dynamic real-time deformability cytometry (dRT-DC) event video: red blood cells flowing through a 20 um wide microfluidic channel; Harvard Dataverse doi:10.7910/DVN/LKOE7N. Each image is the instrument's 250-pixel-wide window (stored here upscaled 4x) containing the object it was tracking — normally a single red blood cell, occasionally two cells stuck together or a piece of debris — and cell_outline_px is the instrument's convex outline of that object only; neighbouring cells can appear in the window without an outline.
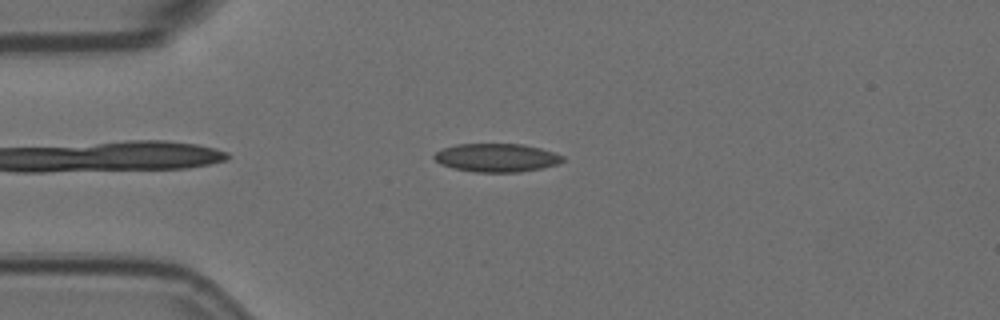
{"species": "Egyptian fruit bat (a non-hibernating species)", "species_latin": "Rousettus aegyptiacus", "temperature_condition": "room temperature", "stored_images_in_passage": 45, "camera_frame_rate_fps": 3000, "um_per_image_px": 0.085, "animal": {"sex": "female"}, "frame": {"image": 1, "passage_image": 2, "time_ms": 0.333, "image_size_px": [1000, 320], "cell_outline_px": [[564, 160], [556, 164], [540, 168], [520, 172], [476, 172], [452, 168], [440, 164], [432, 156], [436, 152], [444, 148], [456, 144], [524, 144], [540, 148], [564, 156]], "centroid_in_image_um": [42.18, 13.4], "position_along_channel_um": 42.8, "area_um2": 21.15}}
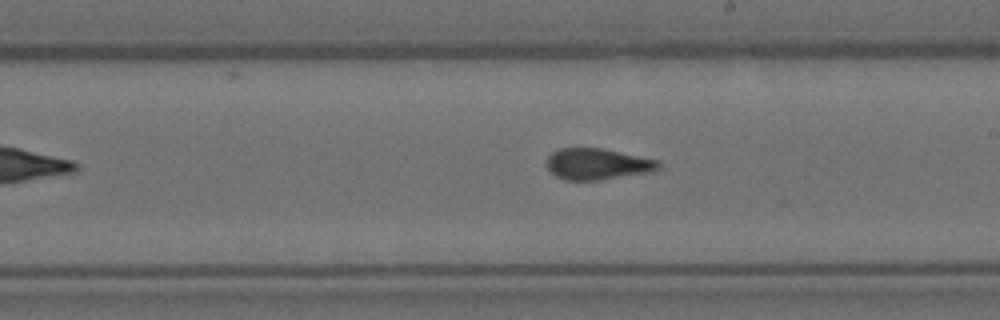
{"frame": {"image": 2, "passage_image": 20, "time_ms": 6.333, "image_size_px": [1000, 320], "cell_outline_px": [[660, 168], [652, 172], [600, 180], [564, 180], [556, 176], [544, 164], [548, 156], [552, 152], [560, 148], [600, 148], [660, 160]], "centroid_in_image_um": [50.78, 13.95], "position_along_channel_um": 238.2, "area_um2": 20.52}}
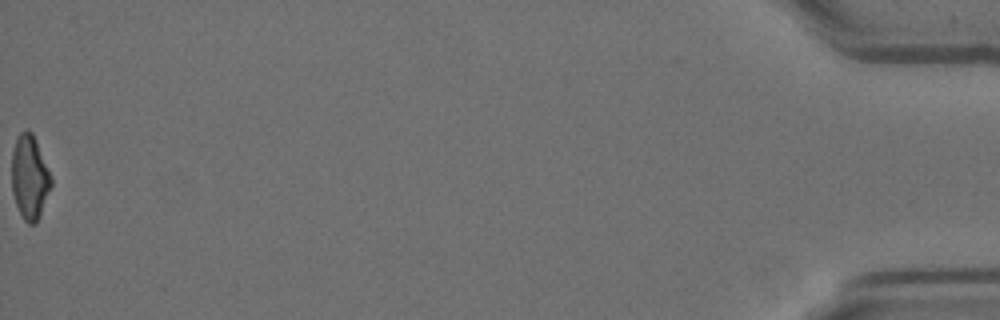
{"frame": {"image": 3, "passage_image": 45, "time_ms": 14.667, "image_size_px": [1000, 320], "cell_outline_px": [[52, 184], [40, 216], [36, 224], [28, 224], [24, 220], [16, 204], [12, 192], [12, 152], [16, 140], [20, 132], [28, 128], [32, 132], [36, 140], [52, 176]], "centroid_in_image_um": [2.53, 15.06], "position_along_channel_um": 432.7, "area_um2": 19.42}, "authors_computed_cell_mechanics": {"area_um2": 20.9236, "velocity_mm_per_s": 3.5756, "shape_relaxation_time_tau1_ms": null, "shape_relaxation_time_tau2_ms": 1.5268, "deformation_change_tau1": null, "deformation_change_tau2": 0.0554}}